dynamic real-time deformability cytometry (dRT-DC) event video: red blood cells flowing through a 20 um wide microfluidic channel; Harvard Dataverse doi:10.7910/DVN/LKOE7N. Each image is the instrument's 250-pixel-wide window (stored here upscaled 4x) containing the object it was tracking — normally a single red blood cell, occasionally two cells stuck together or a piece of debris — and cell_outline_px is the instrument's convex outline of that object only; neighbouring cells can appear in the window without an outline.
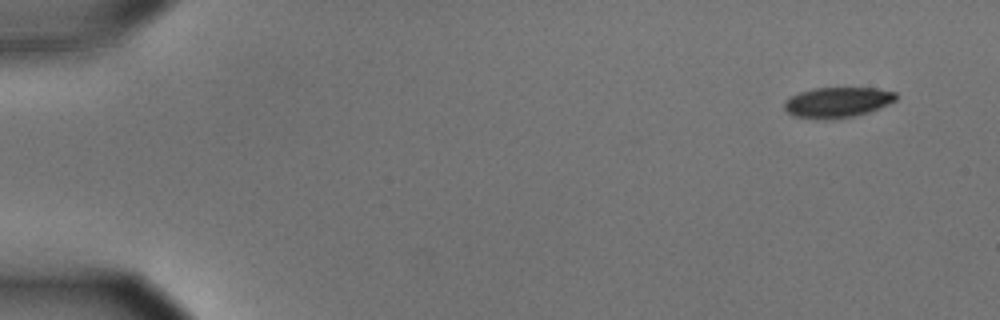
{"species": "common noctule bat (a hibernating species)", "species_latin": "Nyctalus noctula", "temperature_condition": "cold", "stored_images_in_passage": 53, "camera_frame_rate_fps": 3000, "um_per_image_px": 0.085, "animal": {"sex": "male", "body_mass_g": 15.6}, "frame": {"image": 1, "passage_image": 1, "time_ms": 0.0, "image_size_px": [1000, 320], "cell_outline_px": [[896, 100], [888, 104], [868, 112], [852, 116], [824, 120], [792, 116], [784, 108], [784, 100], [800, 92], [816, 88], [876, 88], [896, 92]], "centroid_in_image_um": [71.15, 8.7], "position_along_channel_um": 13.8, "area_um2": 19.65}}
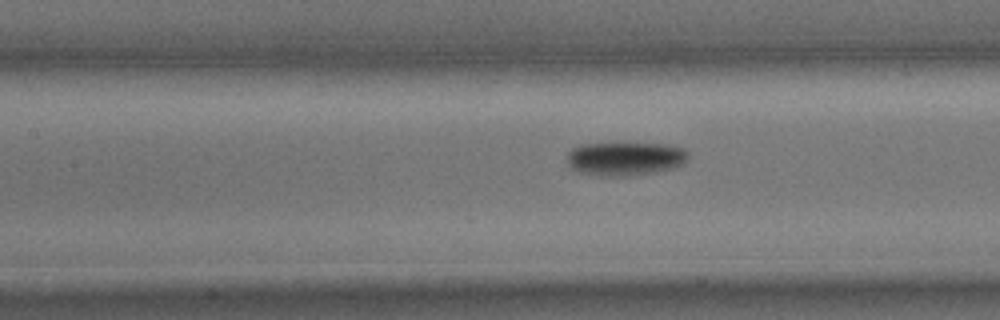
{"frame": {"image": 2, "passage_image": 23, "time_ms": 7.333, "image_size_px": [1000, 320], "cell_outline_px": [[688, 156], [684, 164], [672, 168], [656, 172], [632, 176], [600, 176], [576, 172], [568, 168], [568, 152], [572, 148], [580, 144], [668, 144], [684, 148], [688, 152]], "centroid_in_image_um": [53.12, 13.5], "position_along_channel_um": 154.3, "area_um2": 23.99}}
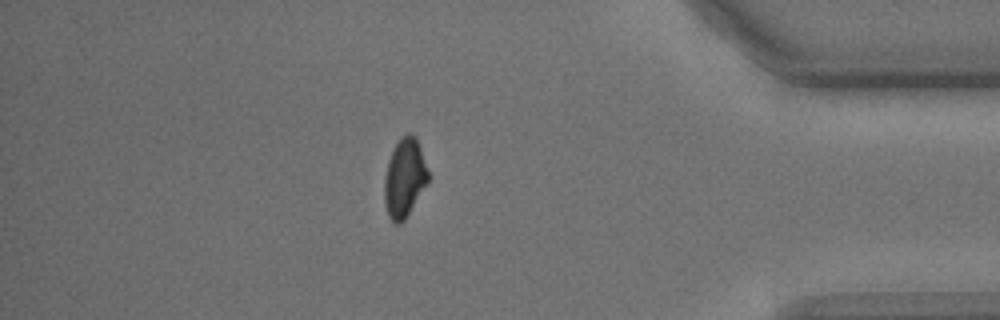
{"frame": {"image": 3, "passage_image": 46, "time_ms": 15.0, "image_size_px": [1000, 320], "cell_outline_px": [[432, 176], [428, 184], [404, 220], [400, 224], [396, 224], [388, 216], [384, 200], [384, 180], [388, 160], [400, 136], [408, 132], [412, 132], [416, 136]], "centroid_in_image_um": [34.43, 15.09], "position_along_channel_um": 400.8, "area_um2": 20.63}, "authors_computed_cell_mechanics": {"area_um2": 21.964, "velocity_mm_per_s": 3.6221, "shape_relaxation_time_tau1_ms": 5.7826, "shape_relaxation_time_tau2_ms": null, "deformation_change_tau1": 0.15, "deformation_change_tau2": null}}